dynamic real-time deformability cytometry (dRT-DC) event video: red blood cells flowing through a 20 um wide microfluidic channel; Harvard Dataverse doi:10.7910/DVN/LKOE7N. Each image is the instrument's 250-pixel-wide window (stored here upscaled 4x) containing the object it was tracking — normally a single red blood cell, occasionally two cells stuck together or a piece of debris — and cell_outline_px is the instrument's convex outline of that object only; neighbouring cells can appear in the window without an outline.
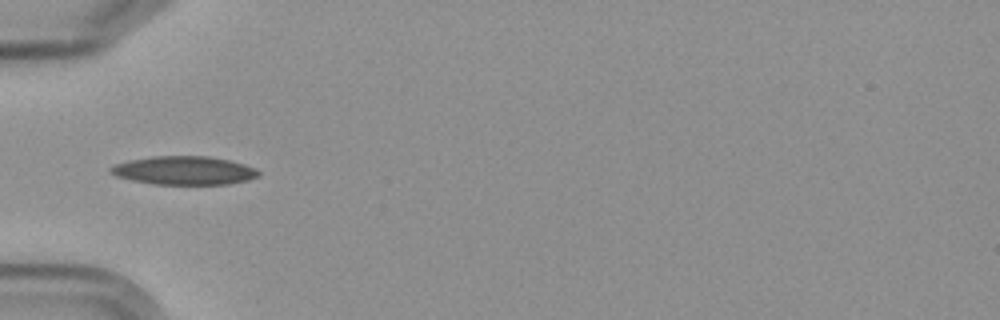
{"species": "Egyptian fruit bat (a non-hibernating species)", "species_latin": "Rousettus aegyptiacus", "temperature_condition": "cold", "stored_images_in_passage": 5, "camera_frame_rate_fps": 3000, "um_per_image_px": 0.085, "frame": {"image": 1, "passage_image": 2, "time_ms": 1.333, "image_size_px": [1000, 320], "cell_outline_px": [[260, 176], [248, 180], [228, 184], [152, 184], [132, 180], [116, 176], [108, 172], [108, 168], [116, 164], [128, 160], [152, 156], [208, 156], [228, 160], [244, 164], [256, 168], [260, 172]], "centroid_in_image_um": [15.64, 14.49], "position_along_channel_um": 69.4, "area_um2": 24.68}}
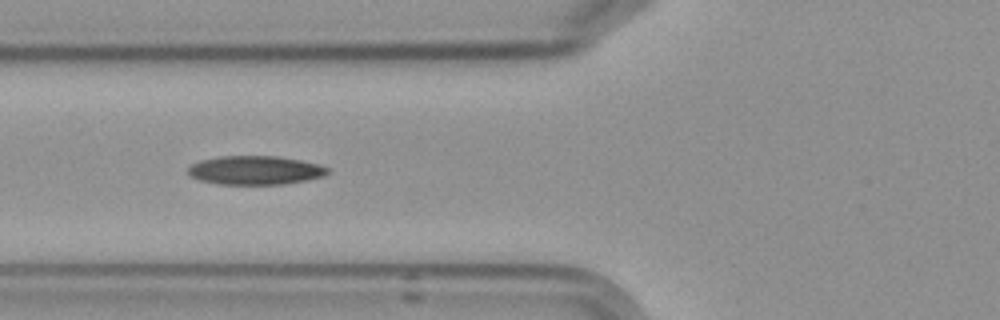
{"frame": {"image": 2, "passage_image": 3, "time_ms": 2.333, "image_size_px": [1000, 320], "cell_outline_px": [[328, 172], [324, 176], [284, 184], [216, 184], [200, 180], [188, 176], [188, 168], [192, 164], [200, 160], [220, 156], [280, 156], [320, 164], [328, 168]], "centroid_in_image_um": [21.67, 14.46], "position_along_channel_um": 104.1, "area_um2": 23.47}}